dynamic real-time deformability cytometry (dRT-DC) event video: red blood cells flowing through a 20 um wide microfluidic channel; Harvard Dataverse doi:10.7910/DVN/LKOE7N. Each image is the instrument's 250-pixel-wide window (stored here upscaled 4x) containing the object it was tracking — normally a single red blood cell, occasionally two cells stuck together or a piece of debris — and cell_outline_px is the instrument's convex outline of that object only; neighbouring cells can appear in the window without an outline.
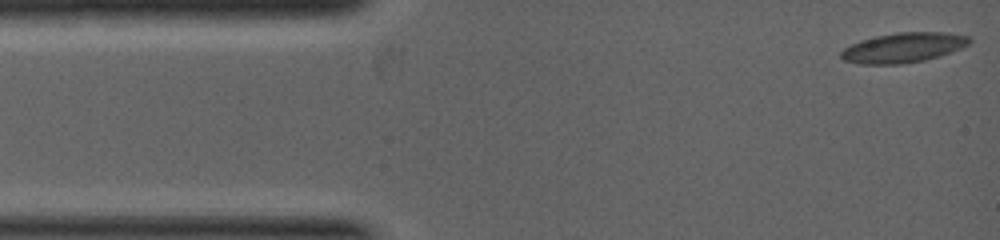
{"species": "common noctule bat (a hibernating species)", "species_latin": "Nyctalus noctula", "temperature_condition": "warm", "stored_images_in_passage": 4, "camera_frame_rate_fps": 5000, "um_per_image_px": 0.085, "animal": {"sex": "female", "body_mass_g": 19.0, "forearm_length_mm": 53.3}, "frame": {"image": 1, "passage_image": 1, "time_ms": 0.0, "image_size_px": [1000, 240], "cell_outline_px": [[972, 40], [968, 44], [960, 48], [924, 60], [900, 64], [860, 64], [844, 60], [840, 56], [840, 52], [844, 48], [860, 40], [876, 36], [896, 32], [948, 32], [968, 36]], "centroid_in_image_um": [76.75, 4.04], "position_along_channel_um": 8.2, "area_um2": 22.14}}
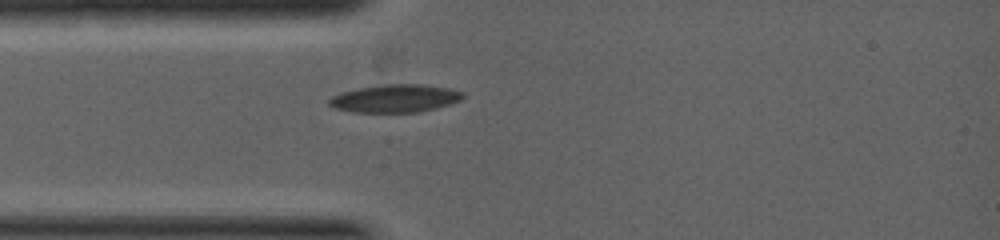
{"frame": {"image": 2, "passage_image": 4, "time_ms": 1.6, "image_size_px": [1000, 240], "cell_outline_px": [[464, 96], [460, 100], [436, 108], [416, 112], [352, 112], [332, 108], [328, 104], [328, 100], [332, 96], [340, 92], [360, 88], [384, 84], [420, 84], [448, 88], [464, 92]], "centroid_in_image_um": [33.54, 8.37], "position_along_channel_um": 51.5, "area_um2": 21.68}}